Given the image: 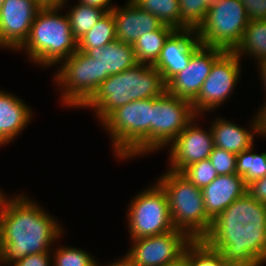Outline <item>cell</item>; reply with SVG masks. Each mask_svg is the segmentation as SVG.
I'll return each instance as SVG.
<instances>
[{
	"instance_id": "cell-33",
	"label": "cell",
	"mask_w": 266,
	"mask_h": 266,
	"mask_svg": "<svg viewBox=\"0 0 266 266\" xmlns=\"http://www.w3.org/2000/svg\"><path fill=\"white\" fill-rule=\"evenodd\" d=\"M236 158V154L214 146L209 160L218 175H230L236 174Z\"/></svg>"
},
{
	"instance_id": "cell-17",
	"label": "cell",
	"mask_w": 266,
	"mask_h": 266,
	"mask_svg": "<svg viewBox=\"0 0 266 266\" xmlns=\"http://www.w3.org/2000/svg\"><path fill=\"white\" fill-rule=\"evenodd\" d=\"M202 192L207 216L214 220L232 202L247 192V185L237 173L218 175Z\"/></svg>"
},
{
	"instance_id": "cell-11",
	"label": "cell",
	"mask_w": 266,
	"mask_h": 266,
	"mask_svg": "<svg viewBox=\"0 0 266 266\" xmlns=\"http://www.w3.org/2000/svg\"><path fill=\"white\" fill-rule=\"evenodd\" d=\"M191 239L174 229L159 235L133 239L132 248L122 257L130 266H168L180 261Z\"/></svg>"
},
{
	"instance_id": "cell-34",
	"label": "cell",
	"mask_w": 266,
	"mask_h": 266,
	"mask_svg": "<svg viewBox=\"0 0 266 266\" xmlns=\"http://www.w3.org/2000/svg\"><path fill=\"white\" fill-rule=\"evenodd\" d=\"M249 21L266 20V0H240Z\"/></svg>"
},
{
	"instance_id": "cell-29",
	"label": "cell",
	"mask_w": 266,
	"mask_h": 266,
	"mask_svg": "<svg viewBox=\"0 0 266 266\" xmlns=\"http://www.w3.org/2000/svg\"><path fill=\"white\" fill-rule=\"evenodd\" d=\"M139 8L156 16L163 24L180 29L179 0H131Z\"/></svg>"
},
{
	"instance_id": "cell-44",
	"label": "cell",
	"mask_w": 266,
	"mask_h": 266,
	"mask_svg": "<svg viewBox=\"0 0 266 266\" xmlns=\"http://www.w3.org/2000/svg\"><path fill=\"white\" fill-rule=\"evenodd\" d=\"M8 142L0 135V146L7 144Z\"/></svg>"
},
{
	"instance_id": "cell-23",
	"label": "cell",
	"mask_w": 266,
	"mask_h": 266,
	"mask_svg": "<svg viewBox=\"0 0 266 266\" xmlns=\"http://www.w3.org/2000/svg\"><path fill=\"white\" fill-rule=\"evenodd\" d=\"M233 52L240 59L243 55L255 57L258 62L266 59V20L249 21Z\"/></svg>"
},
{
	"instance_id": "cell-21",
	"label": "cell",
	"mask_w": 266,
	"mask_h": 266,
	"mask_svg": "<svg viewBox=\"0 0 266 266\" xmlns=\"http://www.w3.org/2000/svg\"><path fill=\"white\" fill-rule=\"evenodd\" d=\"M249 126L251 127L248 130L251 131L236 125V123L216 118L210 127L214 146L236 155L251 148L254 146V135L259 133L256 115Z\"/></svg>"
},
{
	"instance_id": "cell-4",
	"label": "cell",
	"mask_w": 266,
	"mask_h": 266,
	"mask_svg": "<svg viewBox=\"0 0 266 266\" xmlns=\"http://www.w3.org/2000/svg\"><path fill=\"white\" fill-rule=\"evenodd\" d=\"M102 123L113 139L116 158H135L152 152V98L121 106Z\"/></svg>"
},
{
	"instance_id": "cell-20",
	"label": "cell",
	"mask_w": 266,
	"mask_h": 266,
	"mask_svg": "<svg viewBox=\"0 0 266 266\" xmlns=\"http://www.w3.org/2000/svg\"><path fill=\"white\" fill-rule=\"evenodd\" d=\"M127 104L141 99L157 98L166 91L160 72L153 66L138 63L125 70Z\"/></svg>"
},
{
	"instance_id": "cell-6",
	"label": "cell",
	"mask_w": 266,
	"mask_h": 266,
	"mask_svg": "<svg viewBox=\"0 0 266 266\" xmlns=\"http://www.w3.org/2000/svg\"><path fill=\"white\" fill-rule=\"evenodd\" d=\"M249 20L240 0H220L207 11L205 20L195 30L203 46L233 51L240 43Z\"/></svg>"
},
{
	"instance_id": "cell-43",
	"label": "cell",
	"mask_w": 266,
	"mask_h": 266,
	"mask_svg": "<svg viewBox=\"0 0 266 266\" xmlns=\"http://www.w3.org/2000/svg\"><path fill=\"white\" fill-rule=\"evenodd\" d=\"M168 266H186V263H185L184 258H182L180 261H178L174 264L168 265Z\"/></svg>"
},
{
	"instance_id": "cell-19",
	"label": "cell",
	"mask_w": 266,
	"mask_h": 266,
	"mask_svg": "<svg viewBox=\"0 0 266 266\" xmlns=\"http://www.w3.org/2000/svg\"><path fill=\"white\" fill-rule=\"evenodd\" d=\"M127 104L125 71L109 76L82 108L94 109L102 122L117 108Z\"/></svg>"
},
{
	"instance_id": "cell-10",
	"label": "cell",
	"mask_w": 266,
	"mask_h": 266,
	"mask_svg": "<svg viewBox=\"0 0 266 266\" xmlns=\"http://www.w3.org/2000/svg\"><path fill=\"white\" fill-rule=\"evenodd\" d=\"M240 63V58L233 51H225L214 62L197 97L191 102L198 116L214 110L230 98L241 75Z\"/></svg>"
},
{
	"instance_id": "cell-8",
	"label": "cell",
	"mask_w": 266,
	"mask_h": 266,
	"mask_svg": "<svg viewBox=\"0 0 266 266\" xmlns=\"http://www.w3.org/2000/svg\"><path fill=\"white\" fill-rule=\"evenodd\" d=\"M130 239L163 234L174 230L168 198L158 183L141 191L128 206Z\"/></svg>"
},
{
	"instance_id": "cell-12",
	"label": "cell",
	"mask_w": 266,
	"mask_h": 266,
	"mask_svg": "<svg viewBox=\"0 0 266 266\" xmlns=\"http://www.w3.org/2000/svg\"><path fill=\"white\" fill-rule=\"evenodd\" d=\"M42 7L38 0H4L0 9V47L18 50Z\"/></svg>"
},
{
	"instance_id": "cell-7",
	"label": "cell",
	"mask_w": 266,
	"mask_h": 266,
	"mask_svg": "<svg viewBox=\"0 0 266 266\" xmlns=\"http://www.w3.org/2000/svg\"><path fill=\"white\" fill-rule=\"evenodd\" d=\"M55 74V83L62 86L61 102L66 107H83L101 84V65L98 60L77 50Z\"/></svg>"
},
{
	"instance_id": "cell-2",
	"label": "cell",
	"mask_w": 266,
	"mask_h": 266,
	"mask_svg": "<svg viewBox=\"0 0 266 266\" xmlns=\"http://www.w3.org/2000/svg\"><path fill=\"white\" fill-rule=\"evenodd\" d=\"M62 233V226L36 202L22 194L8 198L0 213V263L51 253L49 247Z\"/></svg>"
},
{
	"instance_id": "cell-24",
	"label": "cell",
	"mask_w": 266,
	"mask_h": 266,
	"mask_svg": "<svg viewBox=\"0 0 266 266\" xmlns=\"http://www.w3.org/2000/svg\"><path fill=\"white\" fill-rule=\"evenodd\" d=\"M175 29L163 24L159 29L143 34L132 45L138 63L153 65L169 35Z\"/></svg>"
},
{
	"instance_id": "cell-39",
	"label": "cell",
	"mask_w": 266,
	"mask_h": 266,
	"mask_svg": "<svg viewBox=\"0 0 266 266\" xmlns=\"http://www.w3.org/2000/svg\"><path fill=\"white\" fill-rule=\"evenodd\" d=\"M42 6H61L62 8L65 7L64 5L67 0H38Z\"/></svg>"
},
{
	"instance_id": "cell-9",
	"label": "cell",
	"mask_w": 266,
	"mask_h": 266,
	"mask_svg": "<svg viewBox=\"0 0 266 266\" xmlns=\"http://www.w3.org/2000/svg\"><path fill=\"white\" fill-rule=\"evenodd\" d=\"M197 118L192 103L186 99L173 96L167 91L152 98V152L167 147Z\"/></svg>"
},
{
	"instance_id": "cell-13",
	"label": "cell",
	"mask_w": 266,
	"mask_h": 266,
	"mask_svg": "<svg viewBox=\"0 0 266 266\" xmlns=\"http://www.w3.org/2000/svg\"><path fill=\"white\" fill-rule=\"evenodd\" d=\"M225 52L218 47L201 45L191 56L187 67L167 84L166 91L192 102L198 95L214 62Z\"/></svg>"
},
{
	"instance_id": "cell-38",
	"label": "cell",
	"mask_w": 266,
	"mask_h": 266,
	"mask_svg": "<svg viewBox=\"0 0 266 266\" xmlns=\"http://www.w3.org/2000/svg\"><path fill=\"white\" fill-rule=\"evenodd\" d=\"M79 2L85 5L105 9L107 12L112 11L113 8L115 7L114 5L111 6V3H110L111 0H79Z\"/></svg>"
},
{
	"instance_id": "cell-35",
	"label": "cell",
	"mask_w": 266,
	"mask_h": 266,
	"mask_svg": "<svg viewBox=\"0 0 266 266\" xmlns=\"http://www.w3.org/2000/svg\"><path fill=\"white\" fill-rule=\"evenodd\" d=\"M247 193L256 201L266 205V176L249 183Z\"/></svg>"
},
{
	"instance_id": "cell-27",
	"label": "cell",
	"mask_w": 266,
	"mask_h": 266,
	"mask_svg": "<svg viewBox=\"0 0 266 266\" xmlns=\"http://www.w3.org/2000/svg\"><path fill=\"white\" fill-rule=\"evenodd\" d=\"M116 40L115 22L112 11L107 12L82 38L78 49L103 47Z\"/></svg>"
},
{
	"instance_id": "cell-36",
	"label": "cell",
	"mask_w": 266,
	"mask_h": 266,
	"mask_svg": "<svg viewBox=\"0 0 266 266\" xmlns=\"http://www.w3.org/2000/svg\"><path fill=\"white\" fill-rule=\"evenodd\" d=\"M51 254L48 253H39L33 255H27L24 258H21L12 266H50L51 261Z\"/></svg>"
},
{
	"instance_id": "cell-16",
	"label": "cell",
	"mask_w": 266,
	"mask_h": 266,
	"mask_svg": "<svg viewBox=\"0 0 266 266\" xmlns=\"http://www.w3.org/2000/svg\"><path fill=\"white\" fill-rule=\"evenodd\" d=\"M112 13L116 39L131 45L143 34L157 30L163 25L156 16L142 10L131 0H128L123 8L115 6Z\"/></svg>"
},
{
	"instance_id": "cell-14",
	"label": "cell",
	"mask_w": 266,
	"mask_h": 266,
	"mask_svg": "<svg viewBox=\"0 0 266 266\" xmlns=\"http://www.w3.org/2000/svg\"><path fill=\"white\" fill-rule=\"evenodd\" d=\"M169 146V169L182 172L189 165L210 157L214 148L211 128L204 131L193 119Z\"/></svg>"
},
{
	"instance_id": "cell-40",
	"label": "cell",
	"mask_w": 266,
	"mask_h": 266,
	"mask_svg": "<svg viewBox=\"0 0 266 266\" xmlns=\"http://www.w3.org/2000/svg\"><path fill=\"white\" fill-rule=\"evenodd\" d=\"M259 67L260 78L262 79V84L266 90V62H257Z\"/></svg>"
},
{
	"instance_id": "cell-5",
	"label": "cell",
	"mask_w": 266,
	"mask_h": 266,
	"mask_svg": "<svg viewBox=\"0 0 266 266\" xmlns=\"http://www.w3.org/2000/svg\"><path fill=\"white\" fill-rule=\"evenodd\" d=\"M165 191L172 224L191 240L203 239L212 220L204 208L202 189L196 187L181 172L168 170L156 181Z\"/></svg>"
},
{
	"instance_id": "cell-1",
	"label": "cell",
	"mask_w": 266,
	"mask_h": 266,
	"mask_svg": "<svg viewBox=\"0 0 266 266\" xmlns=\"http://www.w3.org/2000/svg\"><path fill=\"white\" fill-rule=\"evenodd\" d=\"M203 240L229 266H261L266 262V205L246 192L212 220Z\"/></svg>"
},
{
	"instance_id": "cell-45",
	"label": "cell",
	"mask_w": 266,
	"mask_h": 266,
	"mask_svg": "<svg viewBox=\"0 0 266 266\" xmlns=\"http://www.w3.org/2000/svg\"><path fill=\"white\" fill-rule=\"evenodd\" d=\"M3 2H4V0H0V9H1L2 5H3Z\"/></svg>"
},
{
	"instance_id": "cell-37",
	"label": "cell",
	"mask_w": 266,
	"mask_h": 266,
	"mask_svg": "<svg viewBox=\"0 0 266 266\" xmlns=\"http://www.w3.org/2000/svg\"><path fill=\"white\" fill-rule=\"evenodd\" d=\"M257 124H258V131L259 136L266 137V103H264L263 107L260 108L259 112H257Z\"/></svg>"
},
{
	"instance_id": "cell-26",
	"label": "cell",
	"mask_w": 266,
	"mask_h": 266,
	"mask_svg": "<svg viewBox=\"0 0 266 266\" xmlns=\"http://www.w3.org/2000/svg\"><path fill=\"white\" fill-rule=\"evenodd\" d=\"M107 11L94 6L78 2L71 10L66 12L74 38H82Z\"/></svg>"
},
{
	"instance_id": "cell-22",
	"label": "cell",
	"mask_w": 266,
	"mask_h": 266,
	"mask_svg": "<svg viewBox=\"0 0 266 266\" xmlns=\"http://www.w3.org/2000/svg\"><path fill=\"white\" fill-rule=\"evenodd\" d=\"M32 111L20 98L0 89V135L11 143L32 120Z\"/></svg>"
},
{
	"instance_id": "cell-25",
	"label": "cell",
	"mask_w": 266,
	"mask_h": 266,
	"mask_svg": "<svg viewBox=\"0 0 266 266\" xmlns=\"http://www.w3.org/2000/svg\"><path fill=\"white\" fill-rule=\"evenodd\" d=\"M186 266H229L220 251L203 239L191 240L183 253Z\"/></svg>"
},
{
	"instance_id": "cell-30",
	"label": "cell",
	"mask_w": 266,
	"mask_h": 266,
	"mask_svg": "<svg viewBox=\"0 0 266 266\" xmlns=\"http://www.w3.org/2000/svg\"><path fill=\"white\" fill-rule=\"evenodd\" d=\"M220 0H179L180 29H197Z\"/></svg>"
},
{
	"instance_id": "cell-15",
	"label": "cell",
	"mask_w": 266,
	"mask_h": 266,
	"mask_svg": "<svg viewBox=\"0 0 266 266\" xmlns=\"http://www.w3.org/2000/svg\"><path fill=\"white\" fill-rule=\"evenodd\" d=\"M201 45L195 29H175L169 35L153 64L165 84L187 67L192 54Z\"/></svg>"
},
{
	"instance_id": "cell-18",
	"label": "cell",
	"mask_w": 266,
	"mask_h": 266,
	"mask_svg": "<svg viewBox=\"0 0 266 266\" xmlns=\"http://www.w3.org/2000/svg\"><path fill=\"white\" fill-rule=\"evenodd\" d=\"M78 50L98 60L101 65V83L109 76L123 72L138 64L133 46L117 39L103 47Z\"/></svg>"
},
{
	"instance_id": "cell-32",
	"label": "cell",
	"mask_w": 266,
	"mask_h": 266,
	"mask_svg": "<svg viewBox=\"0 0 266 266\" xmlns=\"http://www.w3.org/2000/svg\"><path fill=\"white\" fill-rule=\"evenodd\" d=\"M181 173L200 189L210 184L218 176L209 158L189 165Z\"/></svg>"
},
{
	"instance_id": "cell-28",
	"label": "cell",
	"mask_w": 266,
	"mask_h": 266,
	"mask_svg": "<svg viewBox=\"0 0 266 266\" xmlns=\"http://www.w3.org/2000/svg\"><path fill=\"white\" fill-rule=\"evenodd\" d=\"M253 147L242 151L236 158V173L243 177L246 185L266 176V153L257 154Z\"/></svg>"
},
{
	"instance_id": "cell-42",
	"label": "cell",
	"mask_w": 266,
	"mask_h": 266,
	"mask_svg": "<svg viewBox=\"0 0 266 266\" xmlns=\"http://www.w3.org/2000/svg\"><path fill=\"white\" fill-rule=\"evenodd\" d=\"M7 197L4 196V194L2 193L1 189H0V213L2 212V209L4 207L5 202L7 201Z\"/></svg>"
},
{
	"instance_id": "cell-41",
	"label": "cell",
	"mask_w": 266,
	"mask_h": 266,
	"mask_svg": "<svg viewBox=\"0 0 266 266\" xmlns=\"http://www.w3.org/2000/svg\"><path fill=\"white\" fill-rule=\"evenodd\" d=\"M106 266H130V265L123 258H121L120 260H117L112 264L110 263L109 265Z\"/></svg>"
},
{
	"instance_id": "cell-31",
	"label": "cell",
	"mask_w": 266,
	"mask_h": 266,
	"mask_svg": "<svg viewBox=\"0 0 266 266\" xmlns=\"http://www.w3.org/2000/svg\"><path fill=\"white\" fill-rule=\"evenodd\" d=\"M53 250V266H100L89 253L77 247L59 246Z\"/></svg>"
},
{
	"instance_id": "cell-3",
	"label": "cell",
	"mask_w": 266,
	"mask_h": 266,
	"mask_svg": "<svg viewBox=\"0 0 266 266\" xmlns=\"http://www.w3.org/2000/svg\"><path fill=\"white\" fill-rule=\"evenodd\" d=\"M61 9V6H43L36 14L27 40L18 49L25 50L28 59L37 65L59 64L78 50L67 15L58 12Z\"/></svg>"
}]
</instances>
